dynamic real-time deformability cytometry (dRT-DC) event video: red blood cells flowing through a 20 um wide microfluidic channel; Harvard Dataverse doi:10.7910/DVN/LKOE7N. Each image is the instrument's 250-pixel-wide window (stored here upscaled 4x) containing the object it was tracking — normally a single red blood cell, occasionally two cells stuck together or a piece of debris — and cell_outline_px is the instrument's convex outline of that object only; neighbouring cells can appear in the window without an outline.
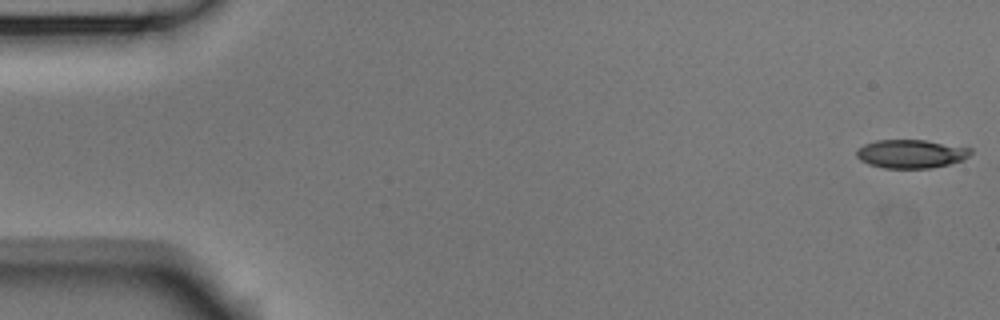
{"species": "Egyptian fruit bat (a non-hibernating species)", "species_latin": "Rousettus aegyptiacus", "temperature_condition": "room temperature", "stored_images_in_passage": 5, "camera_frame_rate_fps": 3000, "um_per_image_px": 0.085, "animal": {"sex": "male"}, "frame": {"image": 1, "passage_image": 1, "time_ms": 0.0, "image_size_px": [1000, 320], "cell_outline_px": [[972, 152], [964, 160], [932, 168], [884, 168], [868, 164], [860, 160], [856, 156], [856, 148], [864, 144], [876, 140], [924, 140], [972, 148]], "centroid_in_image_um": [77.41, 13.07], "position_along_channel_um": 7.6, "area_um2": 19.07}}
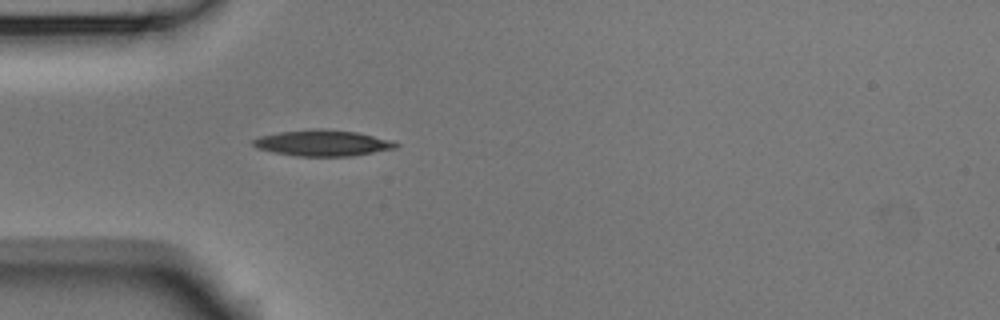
{"frame": {"image": 2, "passage_image": 5, "time_ms": 1.333, "image_size_px": [1000, 320], "cell_outline_px": [[400, 144], [396, 148], [352, 156], [296, 156], [256, 148], [252, 144], [252, 140], [260, 136], [280, 132], [316, 128], [320, 128], [356, 132], [392, 140]], "centroid_in_image_um": [27.44, 12.15], "position_along_channel_um": 57.6, "area_um2": 21.56}}